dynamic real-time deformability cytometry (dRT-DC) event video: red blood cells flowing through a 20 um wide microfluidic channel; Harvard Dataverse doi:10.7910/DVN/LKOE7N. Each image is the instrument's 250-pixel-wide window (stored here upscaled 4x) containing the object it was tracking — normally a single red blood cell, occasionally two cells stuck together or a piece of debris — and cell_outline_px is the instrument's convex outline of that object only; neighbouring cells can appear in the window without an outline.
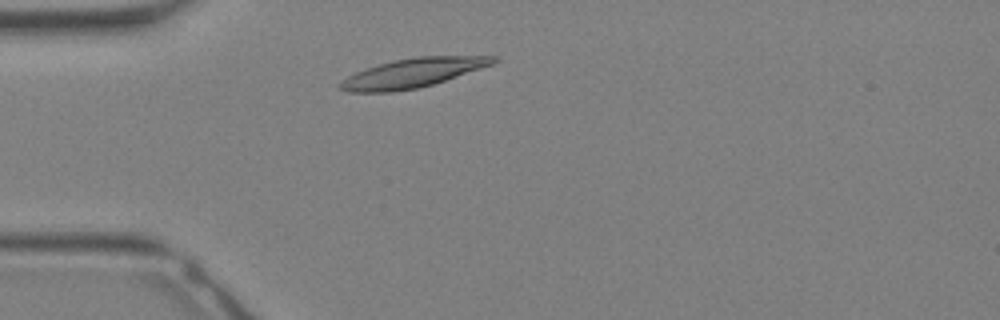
{"species": "Egyptian fruit bat (a non-hibernating species)", "species_latin": "Rousettus aegyptiacus", "temperature_condition": "warm", "stored_images_in_passage": 24, "camera_frame_rate_fps": 3000, "um_per_image_px": 0.085, "animal": {"sex": "female"}, "frame": {"image": 1, "passage_image": 4, "time_ms": 1.0, "image_size_px": [1000, 320], "cell_outline_px": [[500, 60], [492, 64], [432, 84], [416, 88], [392, 92], [348, 92], [340, 88], [340, 84], [348, 76], [356, 72], [380, 64], [396, 60], [416, 56], [496, 56]], "centroid_in_image_um": [35.09, 6.2], "position_along_channel_um": 49.9, "area_um2": 25.37}}
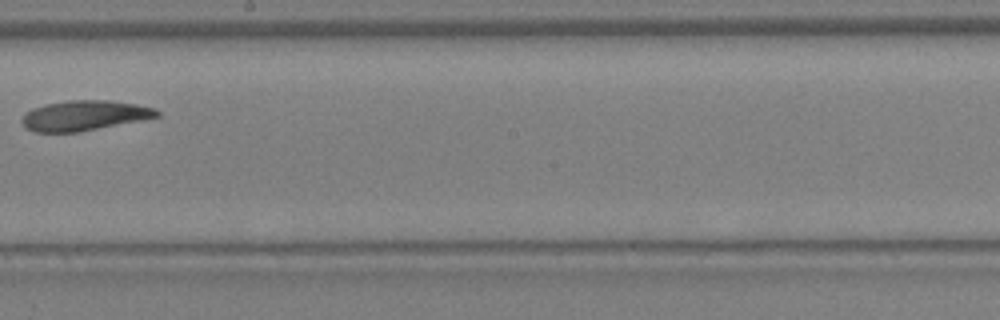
{"frame": {"image": 2, "passage_image": 14, "time_ms": 4.333, "image_size_px": [1000, 320], "cell_outline_px": [[160, 116], [148, 120], [76, 132], [36, 132], [24, 128], [24, 112], [32, 108], [44, 104], [68, 100], [108, 100], [136, 104], [156, 108], [160, 112]], "centroid_in_image_um": [7.23, 9.82], "position_along_channel_um": 241.0, "area_um2": 23.93}}
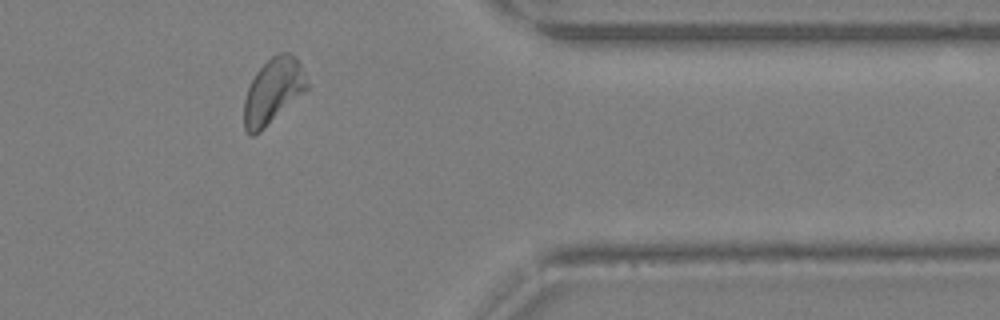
{"frame": {"image": 3, "passage_image": 22, "time_ms": 7.0, "image_size_px": [1000, 320], "cell_outline_px": [[308, 88], [304, 92], [260, 132], [252, 136], [248, 136], [244, 128], [244, 100], [248, 88], [256, 72], [272, 56], [280, 52], [292, 52], [296, 56], [300, 64], [308, 84]], "centroid_in_image_um": [23.2, 7.74], "position_along_channel_um": 388.2, "area_um2": 23.76}}